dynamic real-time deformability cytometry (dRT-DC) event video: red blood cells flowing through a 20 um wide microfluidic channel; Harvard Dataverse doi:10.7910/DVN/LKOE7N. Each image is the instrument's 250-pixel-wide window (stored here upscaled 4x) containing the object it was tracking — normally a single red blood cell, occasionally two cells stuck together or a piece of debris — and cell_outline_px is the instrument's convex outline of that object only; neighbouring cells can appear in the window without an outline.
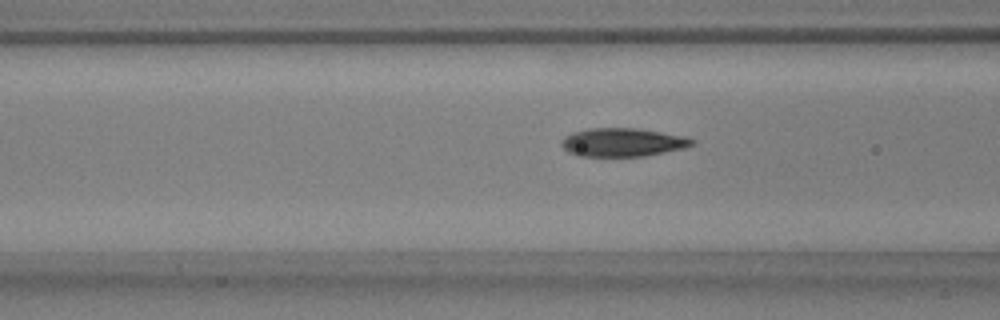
{"species": "common noctule bat (a hibernating species)", "species_latin": "Nyctalus noctula", "temperature_condition": "warm", "stored_images_in_passage": 41, "camera_frame_rate_fps": 3000, "um_per_image_px": 0.085, "animal": {"sex": "male", "body_mass_g": 17.9, "forearm_length_mm": 54.2}, "frame": {"image": 1, "passage_image": 12, "time_ms": 3.667, "image_size_px": [1000, 320], "cell_outline_px": [[696, 144], [684, 148], [644, 156], [576, 156], [568, 152], [560, 144], [564, 136], [572, 132], [588, 128], [632, 128], [660, 132], [684, 136], [696, 140]], "centroid_in_image_um": [52.9, 12.1], "position_along_channel_um": 113.7, "area_um2": 21.68}}
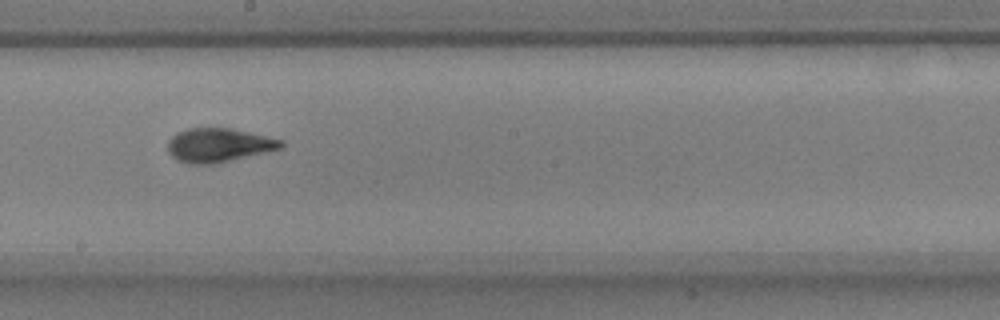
{"frame": {"image": 2, "passage_image": 21, "time_ms": 6.667, "image_size_px": [1000, 320], "cell_outline_px": [[284, 148], [268, 152], [216, 164], [188, 164], [176, 160], [168, 152], [168, 140], [176, 132], [188, 128], [232, 128], [284, 140]], "centroid_in_image_um": [18.6, 12.34], "position_along_channel_um": 229.6, "area_um2": 22.77}}
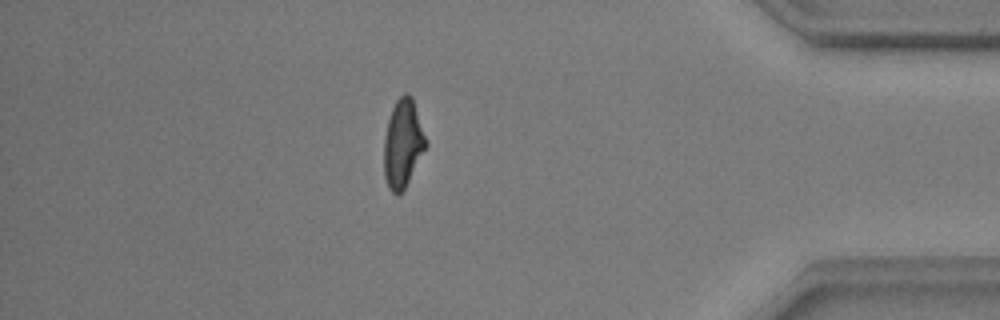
{"frame": {"image": 3, "passage_image": 37, "time_ms": 12.0, "image_size_px": [1000, 320], "cell_outline_px": [[428, 144], [404, 188], [396, 196], [388, 188], [384, 176], [384, 136], [388, 120], [392, 108], [396, 100], [404, 92], [408, 92], [412, 96]], "centroid_in_image_um": [34.23, 12.18], "position_along_channel_um": 401.0, "area_um2": 21.44}, "authors_computed_cell_mechanics": {"area_um2": 21.7328, "velocity_mm_per_s": 3.8628, "shape_relaxation_time_tau1_ms": 4.1702, "shape_relaxation_time_tau2_ms": 0.8552, "deformation_change_tau1": 0.1674, "deformation_change_tau2": 0.0429}}